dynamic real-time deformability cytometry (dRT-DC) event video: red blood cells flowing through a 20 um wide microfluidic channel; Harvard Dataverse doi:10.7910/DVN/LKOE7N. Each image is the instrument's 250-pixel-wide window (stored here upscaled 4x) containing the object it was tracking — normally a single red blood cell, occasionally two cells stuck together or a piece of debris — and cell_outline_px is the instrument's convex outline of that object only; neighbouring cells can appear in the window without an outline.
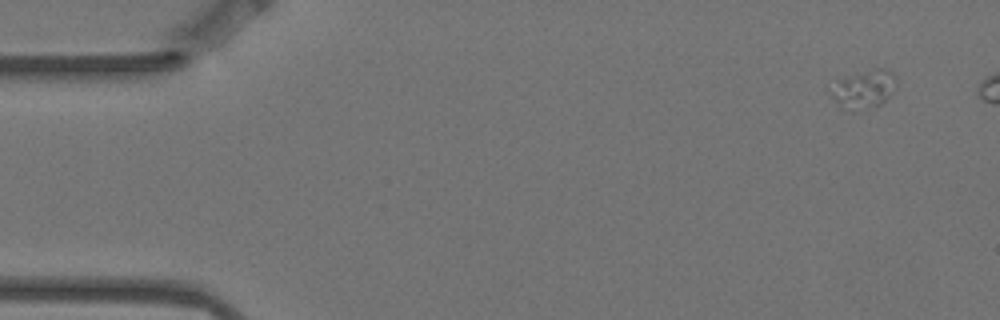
{"species": "Egyptian fruit bat (a non-hibernating species)", "species_latin": "Rousettus aegyptiacus", "temperature_condition": "warm", "stored_images_in_passage": 5, "camera_frame_rate_fps": 3000, "um_per_image_px": 0.085, "animal": {"sex": "female"}, "frame": {"image": 1, "passage_image": 1, "time_ms": 0.0, "image_size_px": [1000, 320], "cell_outline_px": [[896, 88], [880, 104], [836, 104], [828, 92], [836, 80], [876, 68], [888, 68], [896, 76]], "centroid_in_image_um": [73.46, 7.44], "position_along_channel_um": 11.5, "area_um2": 13.41}}